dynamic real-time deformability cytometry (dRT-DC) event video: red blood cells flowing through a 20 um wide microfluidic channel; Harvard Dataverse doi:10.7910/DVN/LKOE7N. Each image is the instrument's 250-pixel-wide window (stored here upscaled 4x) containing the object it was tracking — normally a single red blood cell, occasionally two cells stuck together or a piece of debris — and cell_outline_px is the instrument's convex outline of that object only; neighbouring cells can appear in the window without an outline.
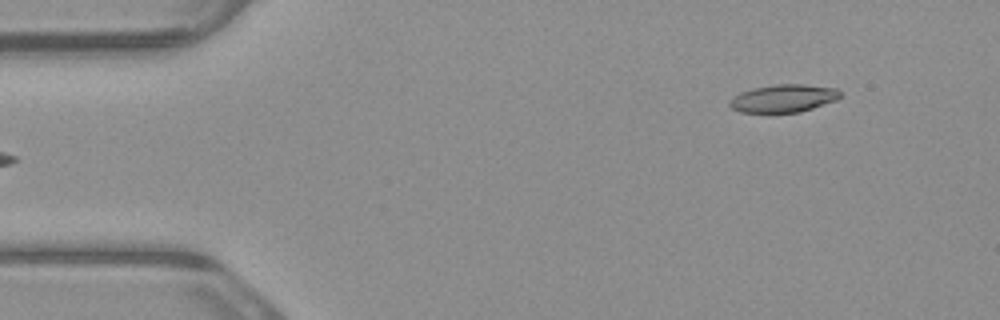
{"species": "common noctule bat (a hibernating species)", "species_latin": "Nyctalus noctula", "temperature_condition": "warm", "stored_images_in_passage": 5, "segment_of_instrument_passage": [2, 2], "camera_frame_rate_fps": 3000, "um_per_image_px": 0.085, "animal": {"sex": "male", "body_mass_g": 23.1, "forearm_length_mm": 52.7}, "frame": {"image": 1, "passage_image": 5, "time_ms": 1.333, "image_size_px": [1000, 320], "cell_outline_px": [[840, 96], [836, 100], [800, 112], [768, 116], [740, 112], [732, 108], [728, 104], [740, 92], [752, 88], [776, 84], [800, 84], [836, 88], [840, 92]], "centroid_in_image_um": [66.54, 8.41], "position_along_channel_um": 18.5, "area_um2": 18.5}}